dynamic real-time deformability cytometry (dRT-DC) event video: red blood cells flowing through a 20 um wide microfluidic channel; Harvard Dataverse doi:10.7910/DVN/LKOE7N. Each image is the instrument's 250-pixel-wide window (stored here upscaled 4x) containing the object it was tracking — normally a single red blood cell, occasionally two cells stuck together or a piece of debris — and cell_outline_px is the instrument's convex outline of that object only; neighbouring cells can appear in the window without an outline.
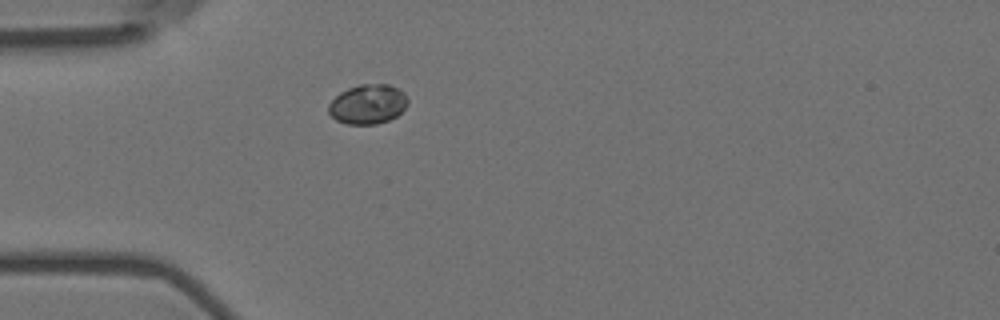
{"species": "Egyptian fruit bat (a non-hibernating species)", "species_latin": "Rousettus aegyptiacus", "temperature_condition": "room temperature", "stored_images_in_passage": 8, "camera_frame_rate_fps": 3000, "um_per_image_px": 0.085, "animal": {"sex": "female"}, "frame": {"image": 1, "passage_image": 1, "time_ms": 0.0, "image_size_px": [1000, 320], "cell_outline_px": [[408, 104], [396, 116], [388, 120], [376, 124], [348, 124], [336, 120], [328, 112], [328, 104], [340, 92], [348, 88], [360, 84], [388, 84], [404, 92], [408, 100]], "centroid_in_image_um": [31.25, 8.85], "position_along_channel_um": 53.7, "area_um2": 18.21}}
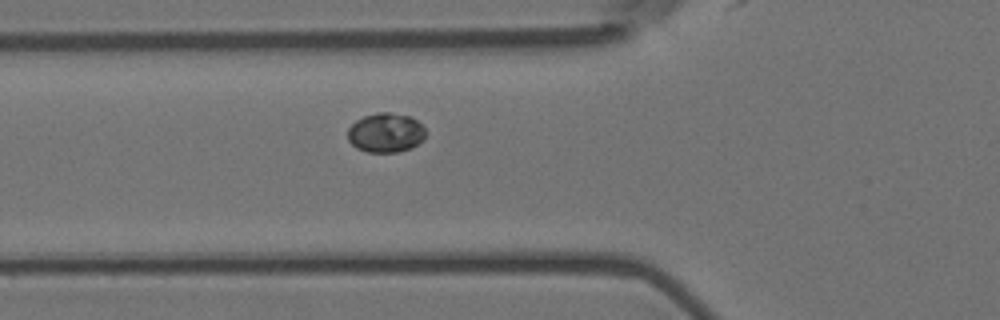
{"frame": {"image": 2, "passage_image": 5, "time_ms": 1.333, "image_size_px": [1000, 320], "cell_outline_px": [[424, 140], [412, 148], [396, 152], [368, 152], [356, 148], [348, 140], [348, 128], [356, 120], [364, 116], [376, 112], [392, 112], [412, 116], [424, 128]], "centroid_in_image_um": [32.78, 11.27], "position_along_channel_um": 93.0, "area_um2": 18.03}}
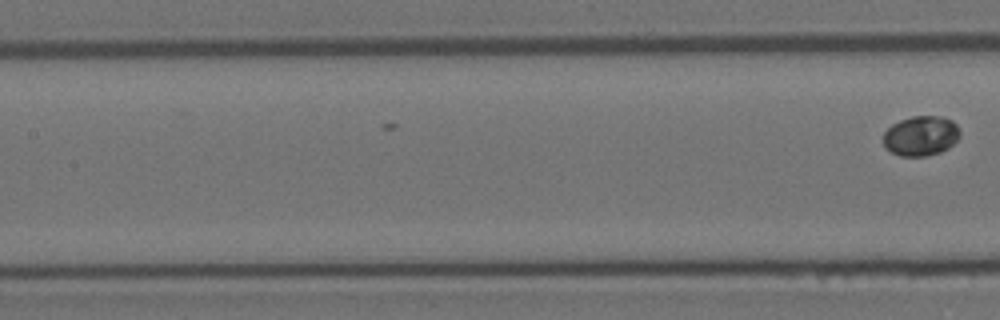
{"frame": {"image": 3, "passage_image": 8, "time_ms": 2.333, "image_size_px": [1000, 320], "cell_outline_px": [[960, 136], [948, 148], [940, 152], [928, 156], [900, 156], [892, 152], [884, 144], [884, 132], [892, 124], [900, 120], [912, 116], [940, 116], [952, 120], [960, 128]], "centroid_in_image_um": [78.3, 11.54], "position_along_channel_um": 129.1, "area_um2": 17.8}}